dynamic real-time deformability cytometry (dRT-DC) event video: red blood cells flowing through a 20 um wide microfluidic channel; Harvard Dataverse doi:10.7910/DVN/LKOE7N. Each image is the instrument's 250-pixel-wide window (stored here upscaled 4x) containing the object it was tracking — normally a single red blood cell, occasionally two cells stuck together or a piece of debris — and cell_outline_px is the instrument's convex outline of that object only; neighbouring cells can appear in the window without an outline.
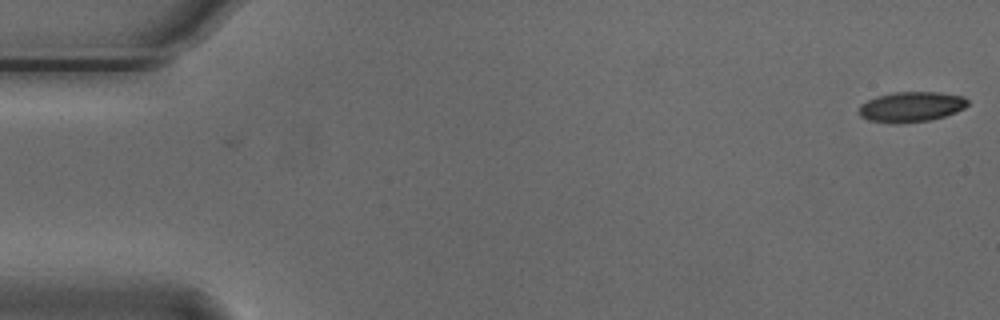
{"species": "Egyptian fruit bat (a non-hibernating species)", "species_latin": "Rousettus aegyptiacus", "temperature_condition": "cold", "stored_images_in_passage": 2, "camera_frame_rate_fps": 3000, "um_per_image_px": 0.085, "animal": {"sex": "male"}, "frame": {"image": 1, "passage_image": 2, "time_ms": 0.333, "image_size_px": [1000, 320], "cell_outline_px": [[968, 104], [964, 108], [956, 112], [944, 116], [928, 120], [896, 124], [868, 120], [860, 116], [860, 104], [868, 100], [892, 92], [940, 92], [964, 96], [968, 100]], "centroid_in_image_um": [77.47, 9.07], "position_along_channel_um": 7.5, "area_um2": 19.07}}